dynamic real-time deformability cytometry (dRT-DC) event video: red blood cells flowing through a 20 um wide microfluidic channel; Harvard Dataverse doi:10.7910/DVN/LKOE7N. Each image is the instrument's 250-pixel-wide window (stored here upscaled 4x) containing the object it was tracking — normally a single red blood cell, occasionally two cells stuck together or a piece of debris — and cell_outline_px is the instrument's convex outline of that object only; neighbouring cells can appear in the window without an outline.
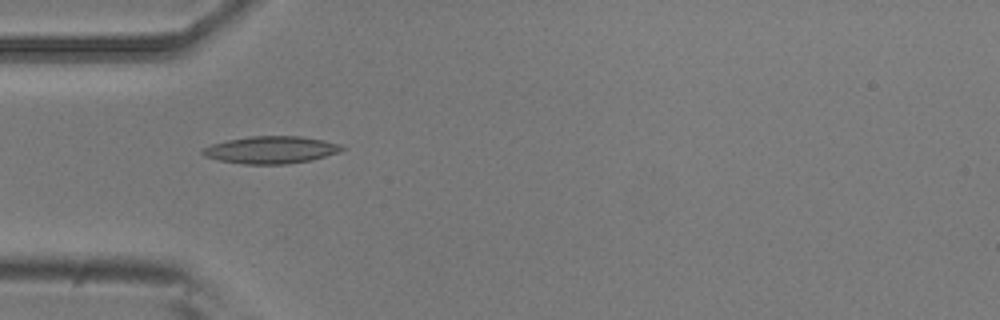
{"species": "common noctule bat (a hibernating species)", "species_latin": "Nyctalus noctula", "temperature_condition": "room temperature", "stored_images_in_passage": 7, "camera_frame_rate_fps": 3000, "um_per_image_px": 0.085, "animal": {"sex": "male", "body_mass_g": 20.5, "forearm_length_mm": 52.5}, "frame": {"image": 1, "passage_image": 5, "time_ms": 1.333, "image_size_px": [1000, 320], "cell_outline_px": [[344, 148], [336, 152], [312, 160], [284, 164], [244, 164], [220, 160], [204, 156], [200, 152], [200, 148], [212, 144], [228, 140], [252, 136], [300, 136], [324, 140], [340, 144]], "centroid_in_image_um": [22.98, 12.73], "position_along_channel_um": 62.0, "area_um2": 21.96}}
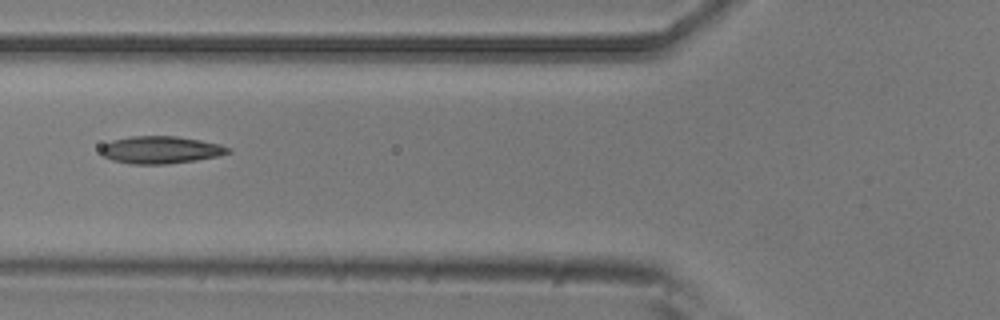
{"frame": {"image": 2, "passage_image": 6, "time_ms": 1.667, "image_size_px": [1000, 320], "cell_outline_px": [[232, 152], [220, 156], [196, 160], [164, 164], [128, 164], [112, 160], [104, 156], [100, 152], [100, 148], [104, 144], [112, 140], [128, 136], [176, 136], [200, 140], [220, 144], [232, 148]], "centroid_in_image_um": [13.67, 12.74], "position_along_channel_um": 112.1, "area_um2": 20.52}}
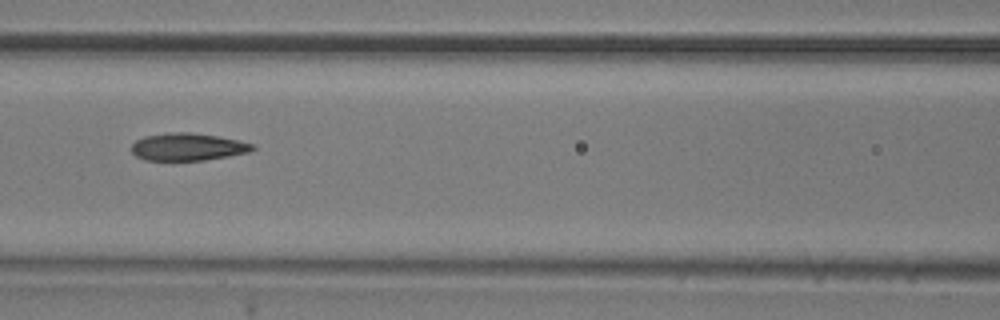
{"frame": {"image": 3, "passage_image": 7, "time_ms": 2.0, "image_size_px": [1000, 320], "cell_outline_px": [[256, 148], [248, 152], [228, 156], [204, 160], [144, 160], [136, 156], [132, 152], [132, 144], [136, 140], [144, 136], [168, 132], [192, 132], [220, 136], [252, 144]], "centroid_in_image_um": [15.93, 12.47], "position_along_channel_um": 150.7, "area_um2": 19.36}}